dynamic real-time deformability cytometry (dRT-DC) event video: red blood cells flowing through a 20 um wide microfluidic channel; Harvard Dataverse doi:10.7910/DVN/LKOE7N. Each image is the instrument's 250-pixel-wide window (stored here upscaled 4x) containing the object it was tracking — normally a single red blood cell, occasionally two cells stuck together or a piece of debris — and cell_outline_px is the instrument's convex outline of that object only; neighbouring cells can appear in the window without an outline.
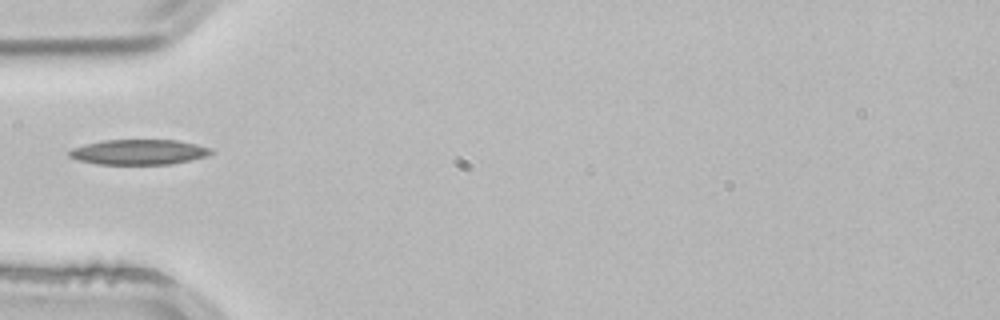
{"species": "common noctule bat (a hibernating species)", "species_latin": "Nyctalus noctula", "temperature_condition": "room temperature", "stored_images_in_passage": 1, "camera_frame_rate_fps": 3000, "um_per_image_px": 0.085, "animal": {"sex": "male", "body_mass_g": 21.5, "forearm_length_mm": 52.0}, "frame": {"image": 1, "passage_image": 1, "time_ms": 0.0, "image_size_px": [1000, 320], "cell_outline_px": [[216, 152], [204, 156], [172, 164], [96, 164], [76, 160], [68, 156], [68, 152], [72, 148], [104, 140], [176, 140], [196, 144], [212, 148]], "centroid_in_image_um": [11.79, 12.92], "position_along_channel_um": 73.2, "area_um2": 20.75}}